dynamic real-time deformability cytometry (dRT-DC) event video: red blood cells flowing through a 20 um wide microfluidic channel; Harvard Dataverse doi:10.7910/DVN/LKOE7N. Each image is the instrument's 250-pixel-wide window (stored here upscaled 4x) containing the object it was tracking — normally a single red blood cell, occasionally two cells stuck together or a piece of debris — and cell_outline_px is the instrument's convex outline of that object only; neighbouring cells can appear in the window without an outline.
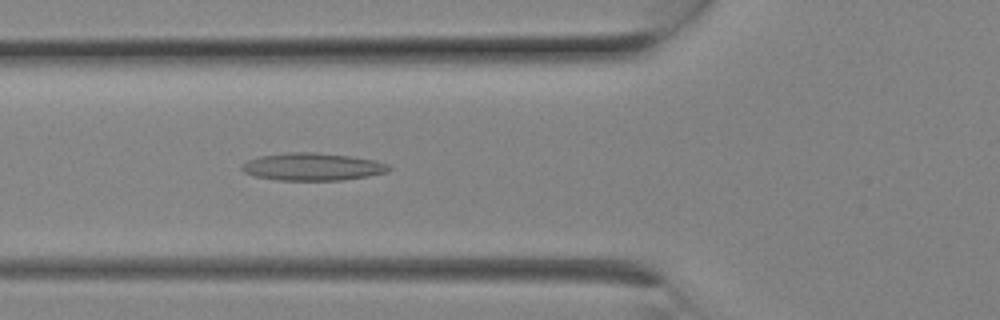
{"species": "Egyptian fruit bat (a non-hibernating species)", "species_latin": "Rousettus aegyptiacus", "temperature_condition": "room temperature", "stored_images_in_passage": 8, "camera_frame_rate_fps": 3000, "um_per_image_px": 0.085, "animal": {"sex": "female"}, "frame": {"image": 1, "passage_image": 8, "time_ms": 2.333, "image_size_px": [1000, 320], "cell_outline_px": [[392, 168], [388, 172], [368, 176], [340, 180], [276, 180], [256, 176], [244, 172], [240, 168], [240, 164], [248, 160], [260, 156], [288, 152], [316, 152], [352, 156], [376, 160], [388, 164]], "centroid_in_image_um": [26.57, 14.17], "position_along_channel_um": 99.2, "area_um2": 23.76}}